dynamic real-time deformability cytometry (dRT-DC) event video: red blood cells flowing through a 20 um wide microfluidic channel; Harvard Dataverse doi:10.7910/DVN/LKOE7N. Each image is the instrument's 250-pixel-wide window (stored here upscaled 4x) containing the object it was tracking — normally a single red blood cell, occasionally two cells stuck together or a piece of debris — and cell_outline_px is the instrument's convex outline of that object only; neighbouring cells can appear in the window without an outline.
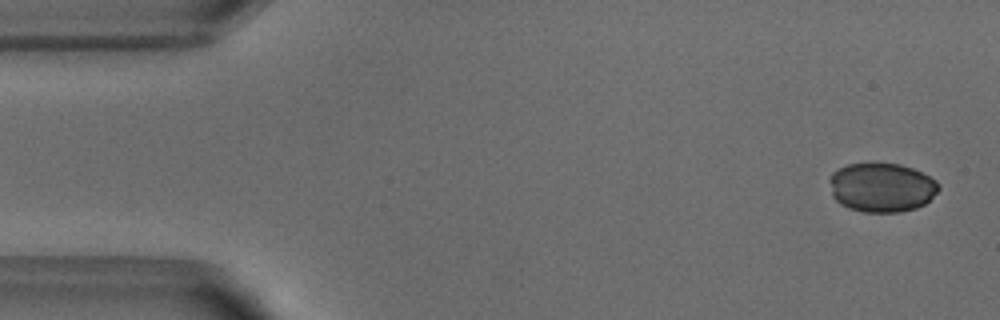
{"species": "common noctule bat (a hibernating species)", "species_latin": "Nyctalus noctula", "temperature_condition": "warm", "stored_images_in_passage": 48, "camera_frame_rate_fps": 3000, "um_per_image_px": 0.085, "animal": {"sex": "male", "body_mass_g": 18.8}, "frame": {"image": 1, "passage_image": 2, "time_ms": 0.333, "image_size_px": [1000, 320], "cell_outline_px": [[940, 188], [924, 204], [916, 208], [900, 212], [864, 212], [848, 208], [840, 204], [832, 196], [832, 172], [848, 164], [900, 164], [912, 168], [936, 180], [940, 184]], "centroid_in_image_um": [74.96, 15.95], "position_along_channel_um": 10.0, "area_um2": 30.87}}
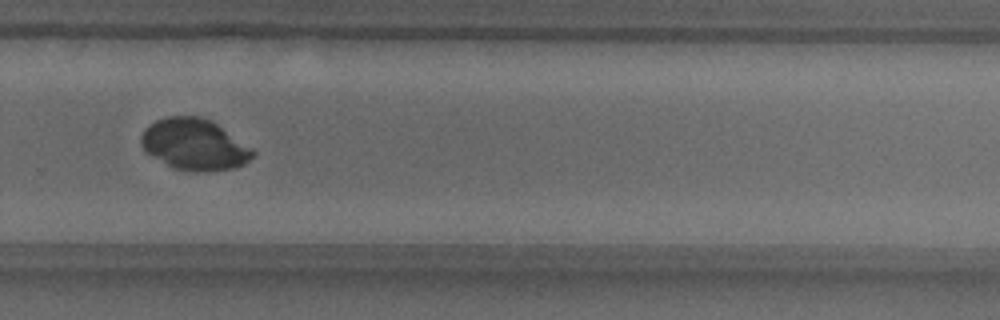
{"frame": {"image": 2, "passage_image": 34, "time_ms": 11.0, "image_size_px": [1000, 320], "cell_outline_px": [[256, 156], [244, 164], [236, 168], [204, 172], [188, 172], [172, 168], [152, 156], [140, 144], [140, 136], [144, 128], [148, 124], [164, 116], [200, 116], [212, 120], [252, 148], [256, 152]], "centroid_in_image_um": [16.53, 12.29], "position_along_channel_um": 313.3, "area_um2": 33.93}}
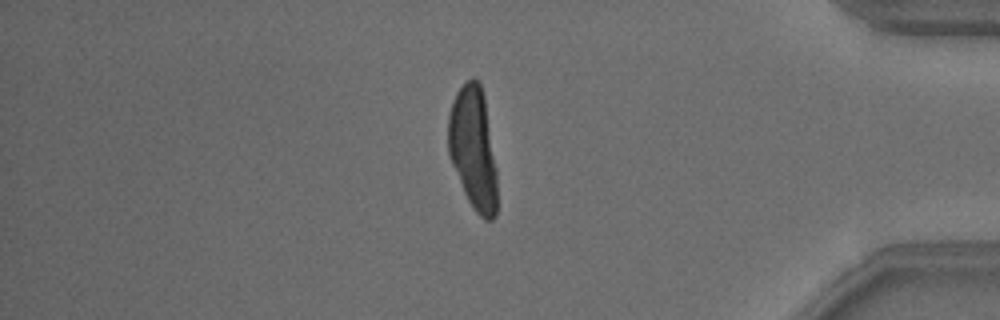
{"frame": {"image": 3, "passage_image": 43, "time_ms": 14.0, "image_size_px": [1000, 320], "cell_outline_px": [[496, 216], [492, 220], [484, 220], [472, 208], [464, 192], [452, 164], [448, 152], [448, 116], [456, 92], [472, 76], [480, 84], [484, 96], [496, 168]], "centroid_in_image_um": [40.22, 12.64], "position_along_channel_um": 395.0, "area_um2": 34.74}}